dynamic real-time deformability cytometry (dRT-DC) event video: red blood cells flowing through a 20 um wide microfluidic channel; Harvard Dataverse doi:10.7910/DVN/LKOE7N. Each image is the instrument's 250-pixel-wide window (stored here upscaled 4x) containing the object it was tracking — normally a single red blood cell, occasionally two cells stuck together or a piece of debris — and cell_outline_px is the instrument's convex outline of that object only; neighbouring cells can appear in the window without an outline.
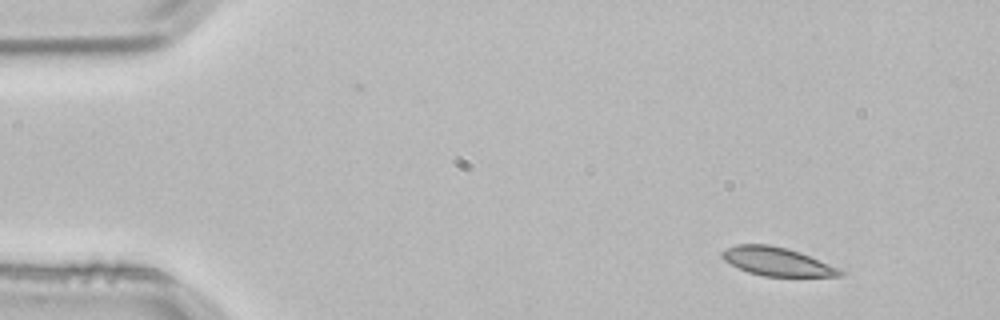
{"species": "common noctule bat (a hibernating species)", "species_latin": "Nyctalus noctula", "temperature_condition": "room temperature", "stored_images_in_passage": 4, "segment_of_instrument_passage": [1, 2], "camera_frame_rate_fps": 3000, "um_per_image_px": 0.085, "animal": {"sex": "male", "body_mass_g": 21.5, "forearm_length_mm": 52.0}, "frame": {"image": 1, "passage_image": 1, "time_ms": 0.0, "image_size_px": [1000, 320], "cell_outline_px": [[844, 272], [840, 276], [764, 276], [748, 272], [724, 260], [720, 256], [720, 252], [736, 244], [768, 244], [788, 248], [800, 252], [840, 268]], "centroid_in_image_um": [66.04, 22.22], "position_along_channel_um": 19.0, "area_um2": 19.48}}
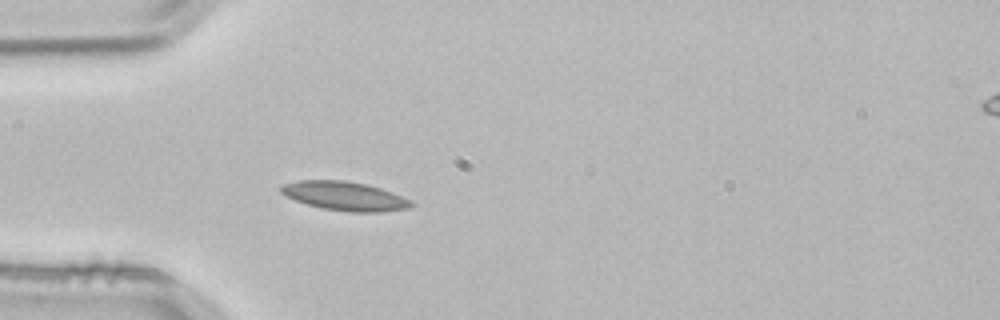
{"frame": {"image": 2, "passage_image": 3, "time_ms": 0.667, "image_size_px": [1000, 320], "cell_outline_px": [[416, 204], [408, 208], [384, 212], [352, 212], [320, 208], [284, 196], [280, 192], [280, 188], [284, 184], [300, 180], [344, 180], [364, 184], [380, 188], [392, 192], [412, 200]], "centroid_in_image_um": [29.32, 16.67], "position_along_channel_um": 55.7, "area_um2": 21.96}}